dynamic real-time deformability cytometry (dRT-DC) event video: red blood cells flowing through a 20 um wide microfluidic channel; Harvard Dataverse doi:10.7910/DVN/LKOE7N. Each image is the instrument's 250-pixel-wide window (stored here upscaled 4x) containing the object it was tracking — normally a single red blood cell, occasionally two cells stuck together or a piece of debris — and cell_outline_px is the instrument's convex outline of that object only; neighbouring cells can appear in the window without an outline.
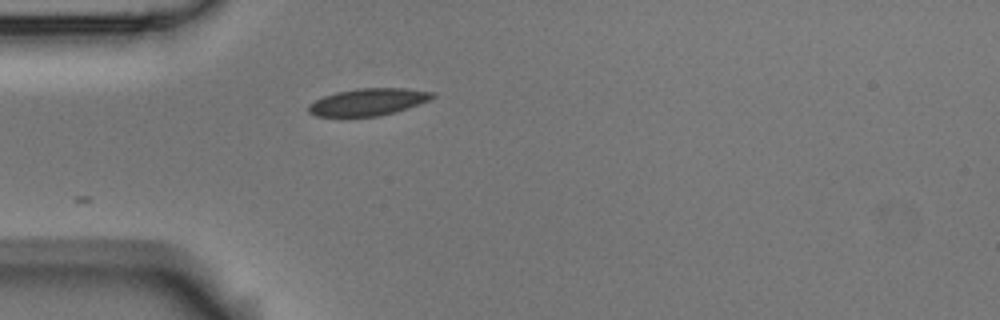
{"species": "Egyptian fruit bat (a non-hibernating species)", "species_latin": "Rousettus aegyptiacus", "temperature_condition": "room temperature", "stored_images_in_passage": 6, "camera_frame_rate_fps": 3000, "um_per_image_px": 0.085, "animal": {"sex": "male"}, "frame": {"image": 1, "passage_image": 1, "time_ms": 0.0, "image_size_px": [1000, 320], "cell_outline_px": [[436, 96], [428, 100], [408, 108], [380, 116], [316, 116], [308, 112], [308, 104], [324, 96], [336, 92], [360, 88], [404, 88], [436, 92]], "centroid_in_image_um": [31.3, 8.66], "position_along_channel_um": 53.7, "area_um2": 19.48}}
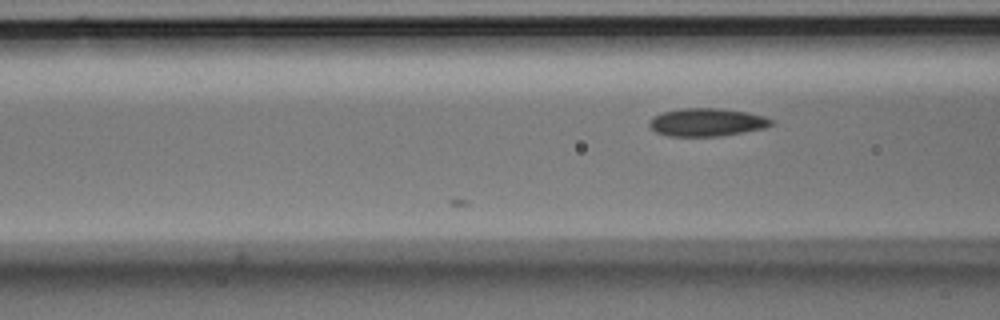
{"frame": {"image": 2, "passage_image": 6, "time_ms": 1.667, "image_size_px": [1000, 320], "cell_outline_px": [[776, 124], [764, 128], [720, 136], [668, 136], [656, 132], [648, 124], [648, 120], [652, 116], [664, 112], [680, 108], [720, 108], [748, 112], [764, 116], [776, 120]], "centroid_in_image_um": [60.11, 10.38], "position_along_channel_um": 106.5, "area_um2": 20.11}}